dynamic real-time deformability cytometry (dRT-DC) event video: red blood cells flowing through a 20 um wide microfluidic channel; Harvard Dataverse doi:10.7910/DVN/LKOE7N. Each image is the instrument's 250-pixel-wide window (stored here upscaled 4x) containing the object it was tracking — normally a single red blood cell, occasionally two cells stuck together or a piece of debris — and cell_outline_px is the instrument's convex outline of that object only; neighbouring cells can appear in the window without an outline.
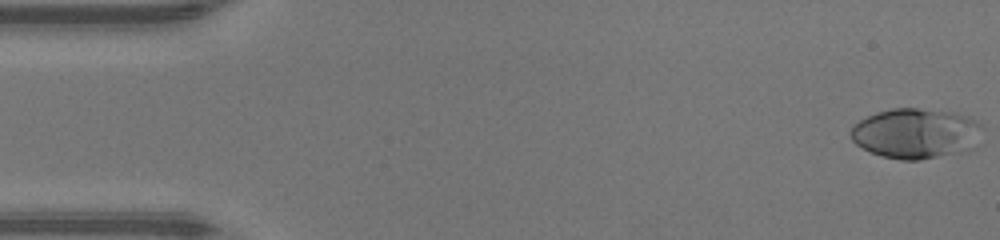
{"species": "human", "species_latin": "Homo sapiens", "temperature_condition": "warm", "stored_images_in_passage": 47, "camera_frame_rate_fps": 3000, "um_per_image_px": 0.085, "donor": {"sex": "male"}, "frame": {"image": 1, "passage_image": 1, "time_ms": 0.0, "image_size_px": [1000, 240], "cell_outline_px": [[984, 128], [980, 144], [976, 148], [968, 152], [920, 160], [900, 160], [884, 156], [872, 152], [856, 144], [852, 140], [848, 132], [852, 124], [876, 112], [892, 108], [916, 108], [952, 112], [968, 116], [984, 124]], "centroid_in_image_um": [77.94, 11.35], "position_along_channel_um": 7.1, "area_um2": 39.54}}
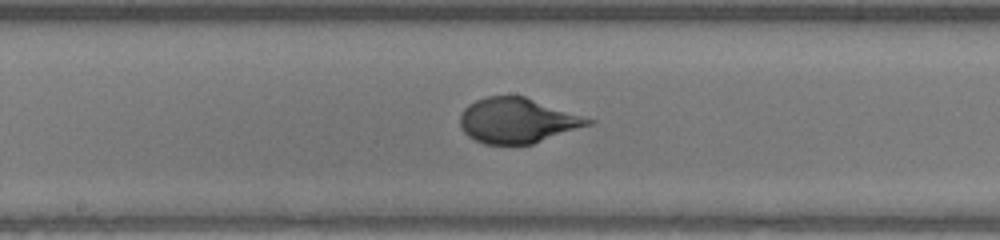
{"frame": {"image": 2, "passage_image": 24, "time_ms": 7.667, "image_size_px": [1000, 240], "cell_outline_px": [[596, 120], [592, 124], [532, 144], [484, 144], [468, 136], [460, 128], [460, 116], [464, 108], [468, 104], [476, 100], [488, 96], [524, 96]], "centroid_in_image_um": [43.96, 10.25], "position_along_channel_um": 204.2, "area_um2": 33.52}}
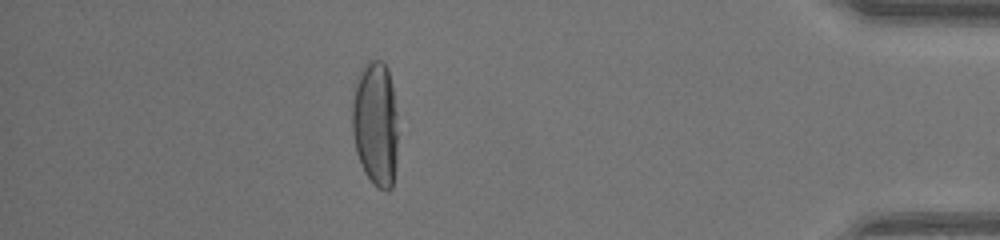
{"frame": {"image": 3, "passage_image": 41, "time_ms": 13.333, "image_size_px": [1000, 240], "cell_outline_px": [[396, 160], [392, 188], [388, 192], [372, 184], [364, 172], [356, 152], [352, 132], [352, 84], [364, 64], [368, 60], [380, 60], [388, 68], [392, 88], [396, 112]], "centroid_in_image_um": [31.87, 10.5], "position_along_channel_um": 403.3, "area_um2": 33.76}, "authors_computed_cell_mechanics": {"area_um2": 34.68, "velocity_mm_per_s": 4.4158, "shape_relaxation_time_tau1_ms": 4.4946, "shape_relaxation_time_tau2_ms": null, "deformation_change_tau1": 0.2855, "deformation_change_tau2": null}}